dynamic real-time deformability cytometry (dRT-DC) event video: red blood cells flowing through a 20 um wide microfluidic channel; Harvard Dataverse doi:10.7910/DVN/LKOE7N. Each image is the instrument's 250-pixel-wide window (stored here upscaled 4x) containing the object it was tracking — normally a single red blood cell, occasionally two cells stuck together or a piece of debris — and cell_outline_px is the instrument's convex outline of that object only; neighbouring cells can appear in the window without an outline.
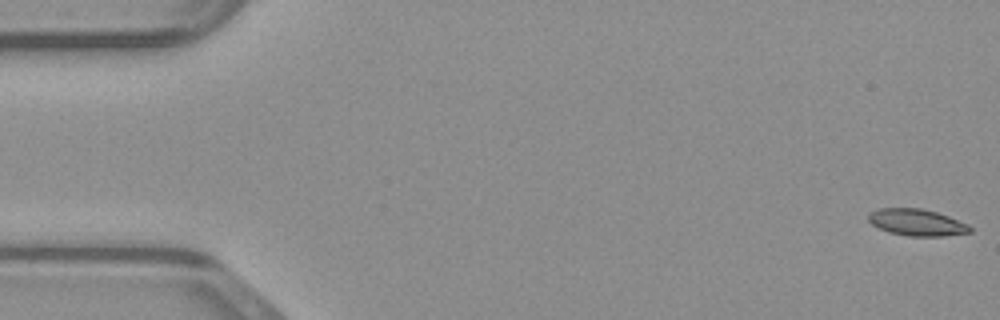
{"species": "common noctule bat (a hibernating species)", "species_latin": "Nyctalus noctula", "temperature_condition": "warm", "stored_images_in_passage": 49, "camera_frame_rate_fps": 3000, "um_per_image_px": 0.085, "animal": {"sex": "male", "body_mass_g": 23.1, "forearm_length_mm": 52.7}, "frame": {"image": 1, "passage_image": 1, "time_ms": 0.0, "image_size_px": [1000, 320], "cell_outline_px": [[972, 232], [944, 236], [908, 236], [888, 232], [872, 224], [868, 220], [868, 216], [872, 212], [880, 208], [920, 208], [936, 212], [948, 216], [968, 224], [972, 228]], "centroid_in_image_um": [77.95, 18.91], "position_along_channel_um": 7.0, "area_um2": 15.72}}
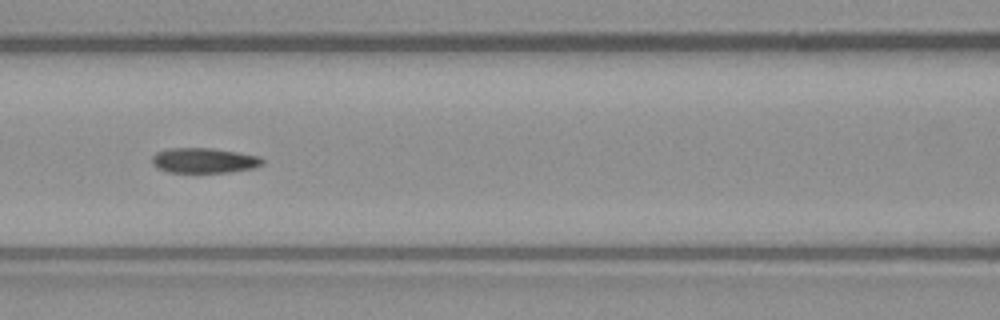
{"frame": {"image": 2, "passage_image": 21, "time_ms": 6.667, "image_size_px": [1000, 320], "cell_outline_px": [[264, 164], [256, 168], [228, 172], [168, 172], [156, 168], [152, 164], [152, 156], [156, 152], [168, 148], [212, 148], [260, 156], [264, 160]], "centroid_in_image_um": [17.35, 13.64], "position_along_channel_um": 149.3, "area_um2": 16.3}}
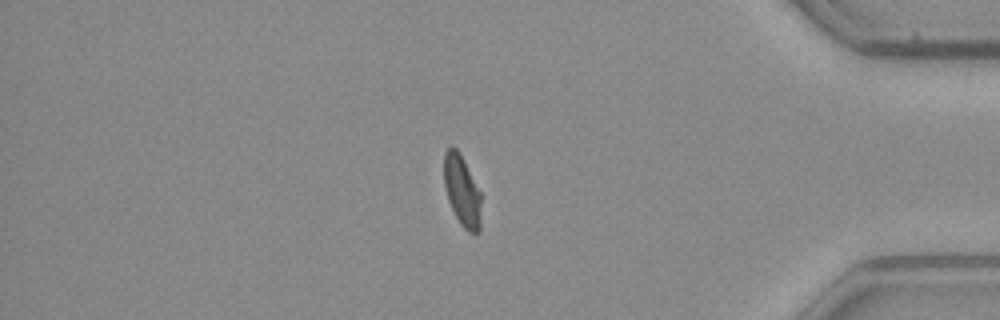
{"frame": {"image": 3, "passage_image": 41, "time_ms": 13.333, "image_size_px": [1000, 320], "cell_outline_px": [[480, 232], [468, 232], [460, 224], [448, 200], [444, 184], [444, 152], [452, 144], [460, 152], [480, 192]], "centroid_in_image_um": [39.25, 16.19], "position_along_channel_um": 395.9, "area_um2": 15.26}}